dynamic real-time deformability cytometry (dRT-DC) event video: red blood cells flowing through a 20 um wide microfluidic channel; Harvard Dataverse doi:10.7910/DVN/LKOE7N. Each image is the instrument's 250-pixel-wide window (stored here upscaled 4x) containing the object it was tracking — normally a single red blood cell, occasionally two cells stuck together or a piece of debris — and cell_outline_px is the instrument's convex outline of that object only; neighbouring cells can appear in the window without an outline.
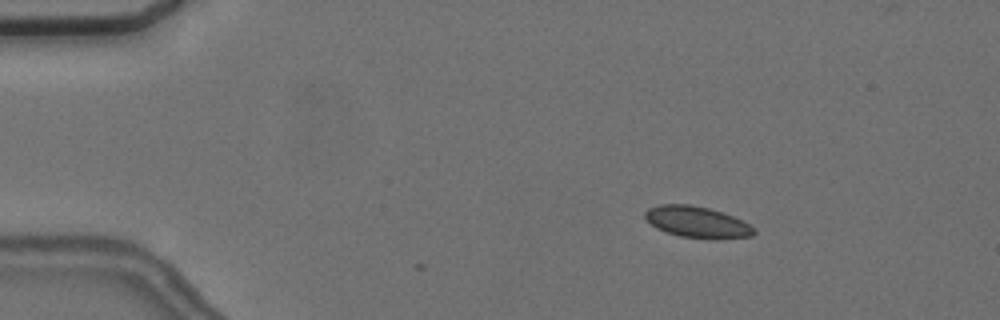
{"species": "common noctule bat (a hibernating species)", "species_latin": "Nyctalus noctula", "temperature_condition": "cold", "stored_images_in_passage": 4, "camera_frame_rate_fps": 3000, "um_per_image_px": 0.085, "animal": {"sex": "female", "body_mass_g": 24.6, "forearm_length_mm": 56.2}, "frame": {"image": 1, "passage_image": 2, "time_ms": 2.0, "image_size_px": [1000, 320], "cell_outline_px": [[756, 232], [752, 236], [716, 240], [712, 240], [680, 236], [656, 228], [644, 216], [644, 212], [648, 208], [660, 204], [688, 204], [708, 208], [724, 212], [756, 228]], "centroid_in_image_um": [59.28, 18.89], "position_along_channel_um": 25.7, "area_um2": 20.0}}